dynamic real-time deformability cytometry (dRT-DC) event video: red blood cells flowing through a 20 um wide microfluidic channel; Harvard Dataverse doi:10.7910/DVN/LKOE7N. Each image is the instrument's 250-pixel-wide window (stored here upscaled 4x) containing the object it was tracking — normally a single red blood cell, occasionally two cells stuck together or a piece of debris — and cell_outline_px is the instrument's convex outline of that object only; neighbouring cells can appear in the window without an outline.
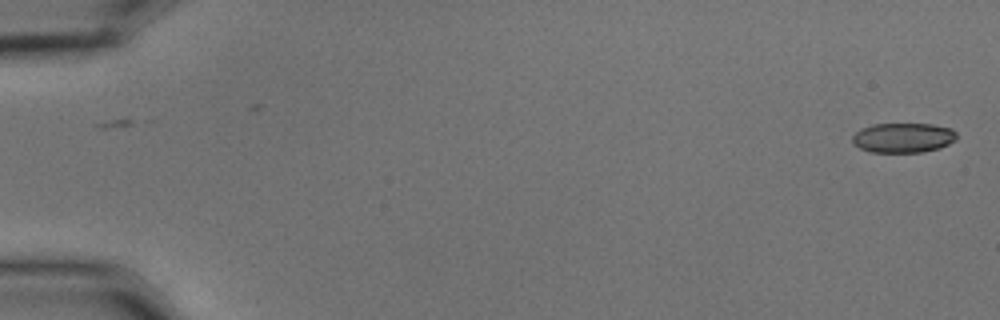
{"species": "common noctule bat (a hibernating species)", "species_latin": "Nyctalus noctula", "temperature_condition": "cold", "stored_images_in_passage": 56, "camera_frame_rate_fps": 3000, "um_per_image_px": 0.085, "animal": {"sex": "male", "body_mass_g": 15.6}, "frame": {"image": 1, "passage_image": 1, "time_ms": 0.0, "image_size_px": [1000, 320], "cell_outline_px": [[956, 140], [940, 148], [924, 152], [868, 152], [852, 144], [852, 136], [860, 128], [872, 124], [932, 124], [952, 128], [956, 132]], "centroid_in_image_um": [76.75, 11.71], "position_along_channel_um": 8.2, "area_um2": 18.32}}
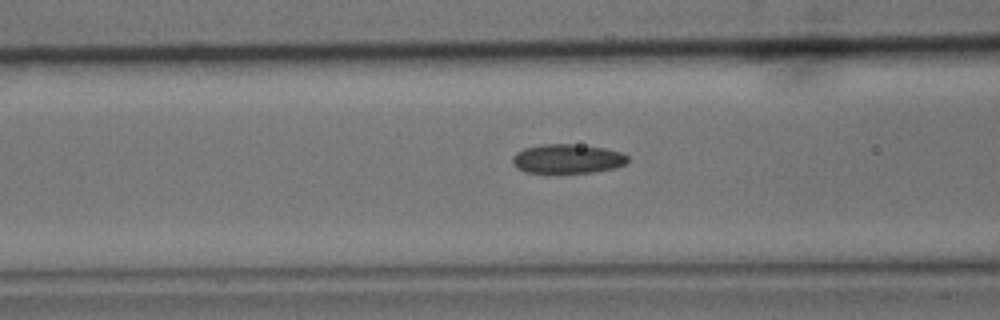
{"frame": {"image": 2, "passage_image": 23, "time_ms": 7.333, "image_size_px": [1000, 320], "cell_outline_px": [[628, 164], [616, 168], [592, 172], [524, 172], [516, 168], [512, 164], [512, 156], [516, 152], [524, 148], [540, 144], [572, 144], [604, 148], [620, 152], [628, 156]], "centroid_in_image_um": [48.22, 13.49], "position_along_channel_um": 118.4, "area_um2": 19.71}}
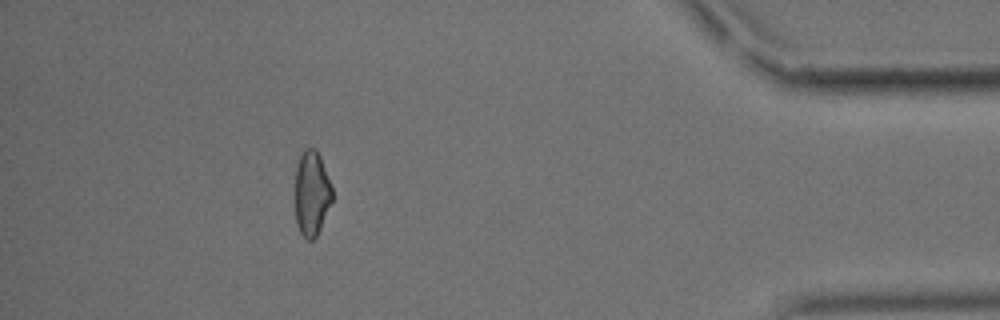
{"frame": {"image": 3, "passage_image": 51, "time_ms": 16.667, "image_size_px": [1000, 320], "cell_outline_px": [[332, 200], [320, 228], [316, 236], [312, 240], [308, 240], [300, 232], [296, 224], [296, 164], [300, 148], [316, 148], [320, 156], [332, 188]], "centroid_in_image_um": [26.47, 16.37], "position_along_channel_um": 408.7, "area_um2": 18.38}, "authors_computed_cell_mechanics": {"area_um2": 19.4208, "velocity_mm_per_s": 3.5929, "shape_relaxation_time_tau1_ms": 8.0371, "shape_relaxation_time_tau2_ms": 2.6786, "deformation_change_tau1": 0.1422, "deformation_change_tau2": 0.0842}}